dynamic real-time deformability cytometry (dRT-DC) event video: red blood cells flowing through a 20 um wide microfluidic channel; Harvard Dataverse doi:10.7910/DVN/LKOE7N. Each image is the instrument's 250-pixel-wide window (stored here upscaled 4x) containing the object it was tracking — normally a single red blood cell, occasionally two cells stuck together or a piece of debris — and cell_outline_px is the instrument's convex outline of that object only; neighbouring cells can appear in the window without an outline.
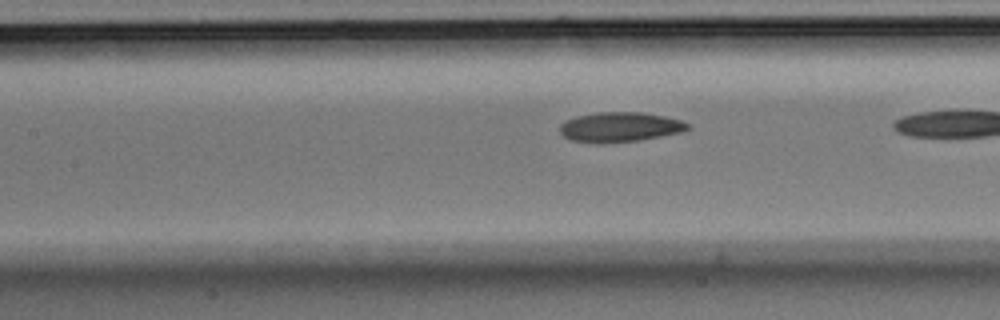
{"species": "Egyptian fruit bat (a non-hibernating species)", "species_latin": "Rousettus aegyptiacus", "temperature_condition": "room temperature", "stored_images_in_passage": 22, "camera_frame_rate_fps": 3000, "um_per_image_px": 0.085, "animal": {"sex": "male"}, "frame": {"image": 1, "passage_image": 21, "time_ms": 6.667, "image_size_px": [1000, 320], "cell_outline_px": [[688, 128], [680, 132], [640, 140], [604, 144], [596, 144], [572, 140], [564, 136], [560, 132], [560, 124], [564, 120], [576, 116], [596, 112], [640, 112], [664, 116], [680, 120], [688, 124]], "centroid_in_image_um": [52.62, 10.8], "position_along_channel_um": 154.8, "area_um2": 22.25}}